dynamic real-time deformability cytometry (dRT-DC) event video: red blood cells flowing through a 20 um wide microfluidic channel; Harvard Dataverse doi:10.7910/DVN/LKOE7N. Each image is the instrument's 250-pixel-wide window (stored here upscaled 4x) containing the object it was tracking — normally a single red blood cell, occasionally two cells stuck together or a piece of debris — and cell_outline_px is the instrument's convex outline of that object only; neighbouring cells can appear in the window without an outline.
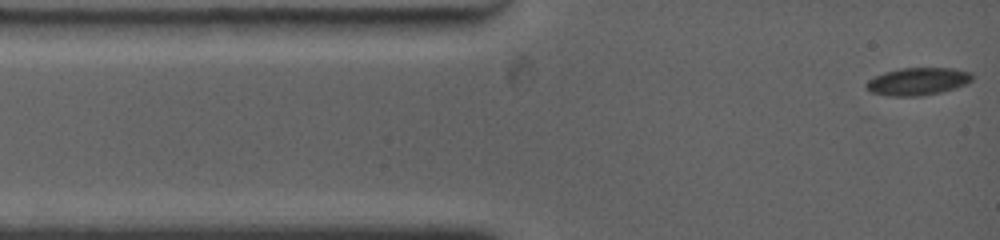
{"species": "common noctule bat (a hibernating species)", "species_latin": "Nyctalus noctula", "temperature_condition": "warm", "stored_images_in_passage": 28, "camera_frame_rate_fps": 4500, "um_per_image_px": 0.085, "animal": {"sex": "female", "body_mass_g": 19.0, "forearm_length_mm": 53.3}, "frame": {"image": 1, "passage_image": 1, "time_ms": 0.0, "image_size_px": [1000, 240], "cell_outline_px": [[972, 80], [964, 84], [940, 92], [920, 96], [892, 96], [872, 92], [864, 84], [868, 80], [884, 72], [900, 68], [952, 68], [972, 72]], "centroid_in_image_um": [78.0, 6.91], "position_along_channel_um": 7.0, "area_um2": 16.76}}
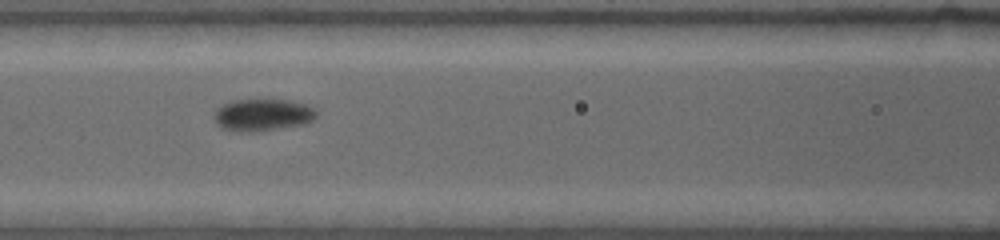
{"frame": {"image": 2, "passage_image": 16, "time_ms": 4.889, "image_size_px": [1000, 240], "cell_outline_px": [[316, 116], [312, 120], [304, 124], [268, 128], [224, 128], [216, 120], [216, 112], [224, 104], [232, 100], [292, 100], [304, 104], [312, 108], [316, 112]], "centroid_in_image_um": [22.42, 9.68], "position_along_channel_um": 144.2, "area_um2": 17.46}}
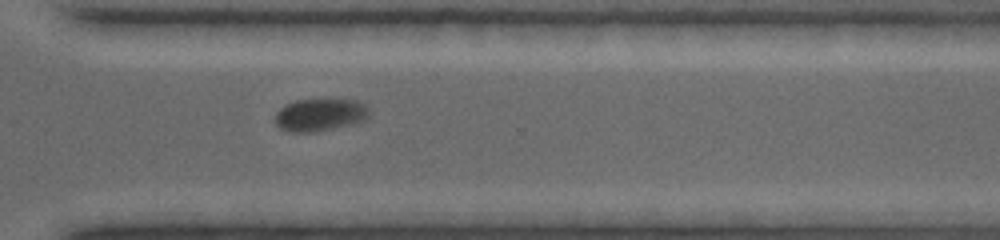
{"frame": {"image": 3, "passage_image": 28, "time_ms": 10.222, "image_size_px": [1000, 240], "cell_outline_px": [[368, 112], [364, 116], [356, 120], [332, 128], [308, 132], [292, 132], [280, 128], [276, 124], [276, 112], [284, 104], [296, 100], [356, 100], [364, 104], [368, 108]], "centroid_in_image_um": [27.07, 9.73], "position_along_channel_um": 343.5, "area_um2": 16.94}}